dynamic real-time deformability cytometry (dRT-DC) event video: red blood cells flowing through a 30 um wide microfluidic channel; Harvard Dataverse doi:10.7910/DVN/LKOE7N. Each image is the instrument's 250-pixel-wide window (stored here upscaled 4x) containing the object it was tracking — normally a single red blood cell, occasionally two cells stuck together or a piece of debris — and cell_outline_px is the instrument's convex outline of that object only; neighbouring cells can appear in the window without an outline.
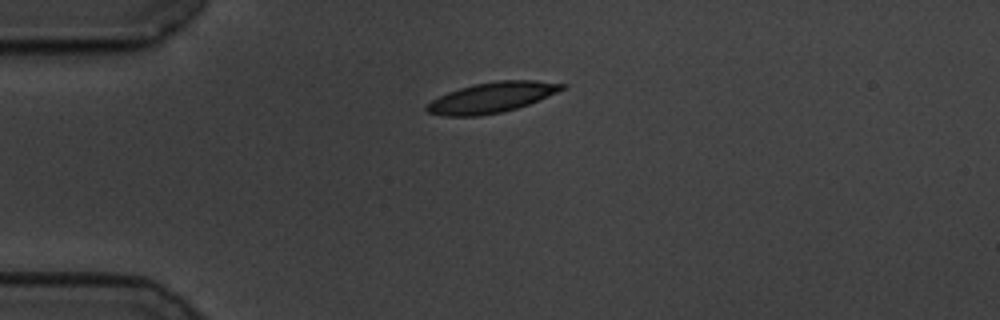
{"species": "common noctule bat (a hibernating species)", "species_latin": "Nyctalus noctula", "temperature_condition": "cold", "stored_images_in_passage": 45, "camera_frame_rate_fps": 3000, "um_per_image_px": 0.085, "animal": {"sex": "male", "body_mass_g": 19.5, "forearm_length_mm": 54.6}, "frame": {"image": 1, "passage_image": 1, "time_ms": 0.0, "image_size_px": [1000, 320], "cell_outline_px": [[568, 88], [528, 104], [516, 108], [500, 112], [480, 116], [444, 116], [428, 112], [424, 108], [424, 104], [448, 92], [472, 84], [496, 80], [536, 80], [568, 84]], "centroid_in_image_um": [41.81, 8.27], "position_along_channel_um": 43.2, "area_um2": 24.1}}
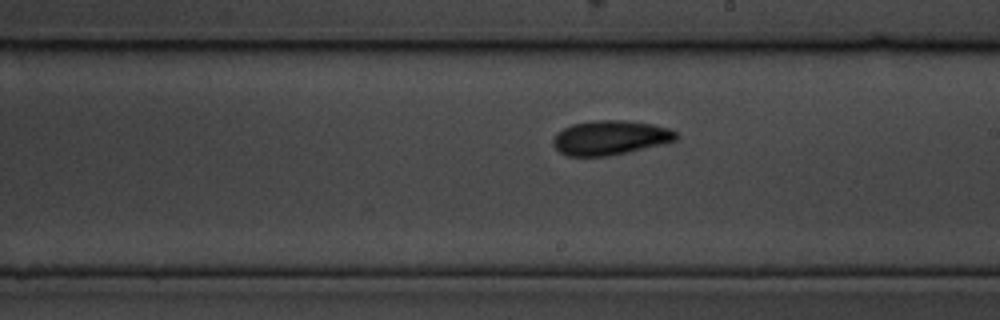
{"frame": {"image": 2, "passage_image": 20, "time_ms": 6.333, "image_size_px": [1000, 320], "cell_outline_px": [[680, 136], [676, 140], [628, 152], [608, 156], [568, 156], [560, 152], [552, 144], [552, 140], [556, 132], [572, 124], [596, 120], [624, 120], [652, 124], [668, 128], [676, 132]], "centroid_in_image_um": [51.84, 11.7], "position_along_channel_um": 237.2, "area_um2": 24.62}}
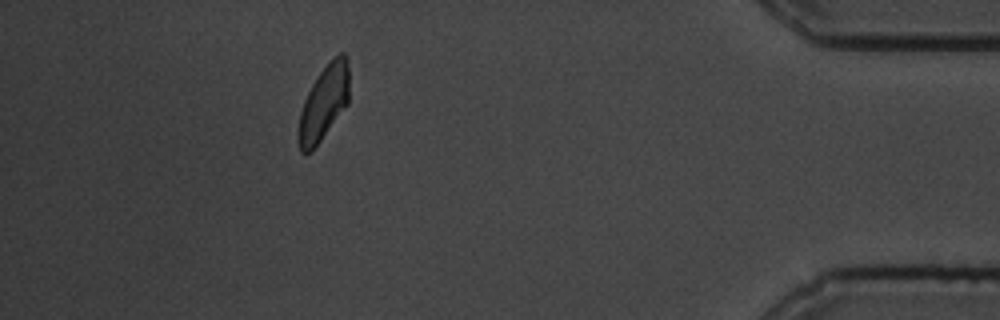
{"frame": {"image": 3, "passage_image": 39, "time_ms": 12.667, "image_size_px": [1000, 320], "cell_outline_px": [[348, 104], [312, 152], [300, 152], [296, 140], [296, 132], [300, 112], [304, 100], [312, 84], [320, 72], [340, 52], [344, 52], [348, 56]], "centroid_in_image_um": [27.49, 8.8], "position_along_channel_um": 407.7, "area_um2": 22.25}, "authors_computed_cell_mechanics": {"area_um2": 23.2356, "velocity_mm_per_s": 3.4507, "shape_relaxation_time_tau1_ms": 2.8775, "shape_relaxation_time_tau2_ms": 4.7232, "deformation_change_tau1": 0.1196, "deformation_change_tau2": 0.099}}